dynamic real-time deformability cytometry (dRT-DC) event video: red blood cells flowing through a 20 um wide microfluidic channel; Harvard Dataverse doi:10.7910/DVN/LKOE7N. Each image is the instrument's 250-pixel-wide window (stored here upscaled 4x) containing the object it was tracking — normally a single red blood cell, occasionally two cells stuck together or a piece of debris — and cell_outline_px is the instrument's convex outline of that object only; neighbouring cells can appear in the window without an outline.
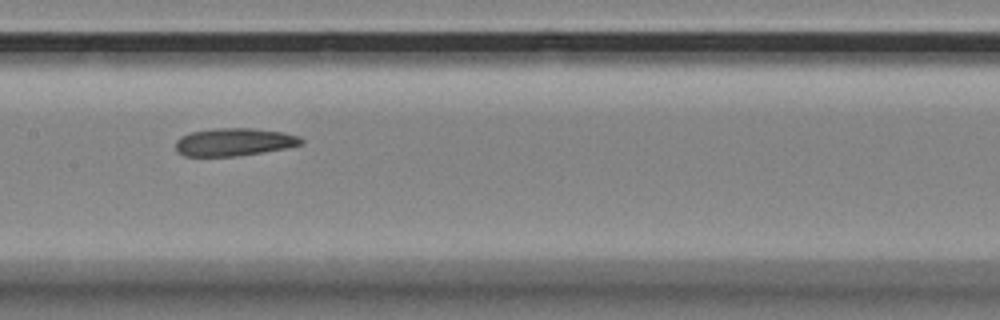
{"species": "Egyptian fruit bat (a non-hibernating species)", "species_latin": "Rousettus aegyptiacus", "temperature_condition": "room temperature", "stored_images_in_passage": 5, "camera_frame_rate_fps": 3000, "um_per_image_px": 0.085, "animal": {"sex": "female"}, "frame": {"image": 1, "passage_image": 4, "time_ms": 1.0, "image_size_px": [1000, 320], "cell_outline_px": [[304, 140], [300, 144], [284, 148], [236, 156], [184, 156], [176, 152], [176, 140], [180, 136], [192, 132], [216, 128], [252, 128], [284, 132], [300, 136]], "centroid_in_image_um": [19.86, 12.06], "position_along_channel_um": 187.5, "area_um2": 20.23}}
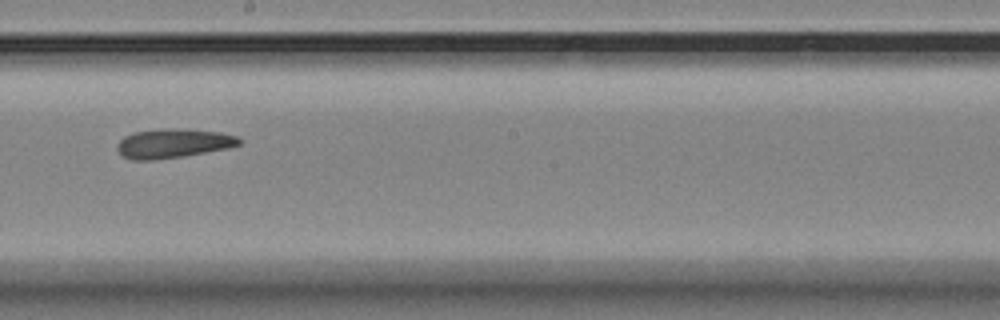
{"frame": {"image": 2, "passage_image": 5, "time_ms": 1.333, "image_size_px": [1000, 320], "cell_outline_px": [[244, 140], [240, 144], [228, 148], [184, 156], [152, 160], [132, 160], [124, 156], [116, 148], [120, 140], [124, 136], [136, 132], [164, 128], [220, 132], [240, 136]], "centroid_in_image_um": [14.76, 12.19], "position_along_channel_um": 233.4, "area_um2": 20.63}}